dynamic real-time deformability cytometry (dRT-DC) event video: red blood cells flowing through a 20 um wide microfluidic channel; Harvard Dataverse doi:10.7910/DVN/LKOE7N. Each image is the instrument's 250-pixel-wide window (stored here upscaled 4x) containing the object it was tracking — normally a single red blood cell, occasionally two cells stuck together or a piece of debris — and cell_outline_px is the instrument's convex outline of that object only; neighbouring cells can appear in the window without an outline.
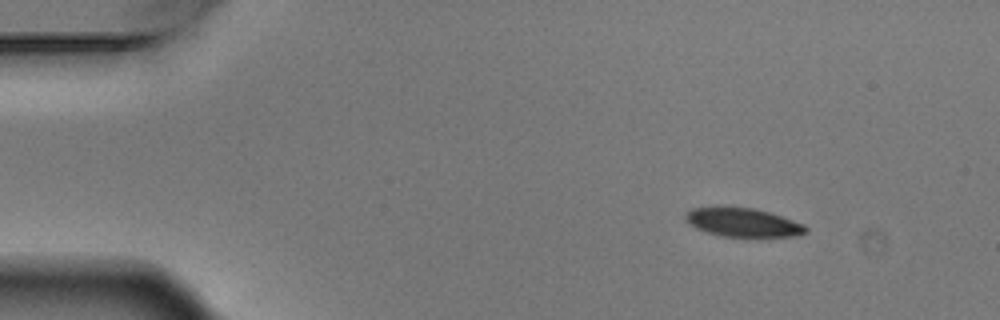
{"species": "Egyptian fruit bat (a non-hibernating species)", "species_latin": "Rousettus aegyptiacus", "temperature_condition": "warm", "stored_images_in_passage": 5, "camera_frame_rate_fps": 3000, "um_per_image_px": 0.085, "animal": {"sex": "male"}, "frame": {"image": 1, "passage_image": 1, "time_ms": 0.0, "image_size_px": [1000, 320], "cell_outline_px": [[808, 232], [796, 236], [720, 236], [696, 228], [684, 216], [692, 208], [716, 204], [724, 204], [752, 208], [768, 212], [804, 224], [808, 228]], "centroid_in_image_um": [63.11, 18.86], "position_along_channel_um": 21.9, "area_um2": 20.4}}
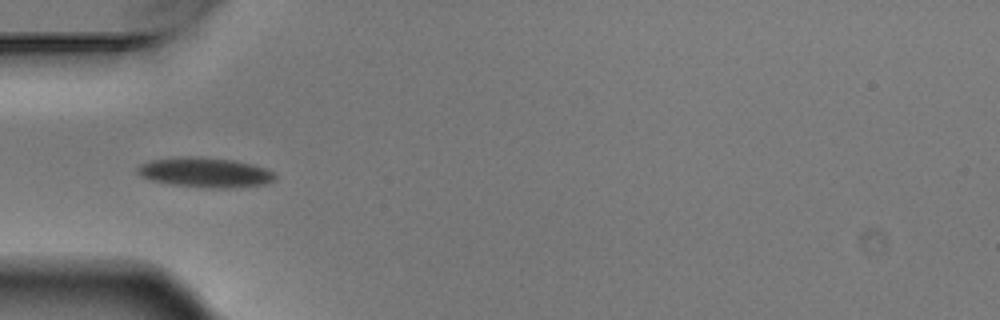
{"frame": {"image": 2, "passage_image": 4, "time_ms": 1.0, "image_size_px": [1000, 320], "cell_outline_px": [[276, 176], [272, 180], [264, 184], [236, 188], [208, 188], [168, 184], [148, 180], [140, 176], [136, 172], [136, 168], [140, 164], [152, 160], [180, 156], [200, 156], [232, 160], [252, 164], [264, 168], [272, 172]], "centroid_in_image_um": [17.36, 14.66], "position_along_channel_um": 67.6, "area_um2": 24.16}}
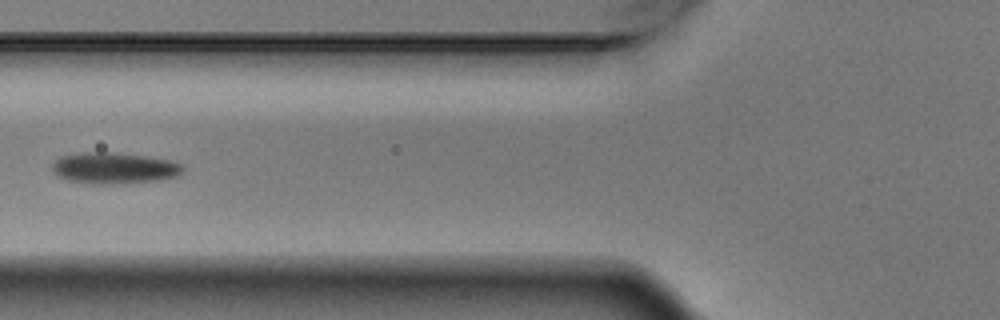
{"frame": {"image": 3, "passage_image": 5, "time_ms": 1.333, "image_size_px": [1000, 320], "cell_outline_px": [[184, 172], [176, 176], [160, 180], [124, 184], [88, 184], [68, 180], [56, 176], [52, 172], [52, 164], [60, 156], [88, 152], [108, 152], [144, 156], [168, 160], [180, 164], [184, 168]], "centroid_in_image_um": [9.67, 14.31], "position_along_channel_um": 116.1, "area_um2": 23.93}}